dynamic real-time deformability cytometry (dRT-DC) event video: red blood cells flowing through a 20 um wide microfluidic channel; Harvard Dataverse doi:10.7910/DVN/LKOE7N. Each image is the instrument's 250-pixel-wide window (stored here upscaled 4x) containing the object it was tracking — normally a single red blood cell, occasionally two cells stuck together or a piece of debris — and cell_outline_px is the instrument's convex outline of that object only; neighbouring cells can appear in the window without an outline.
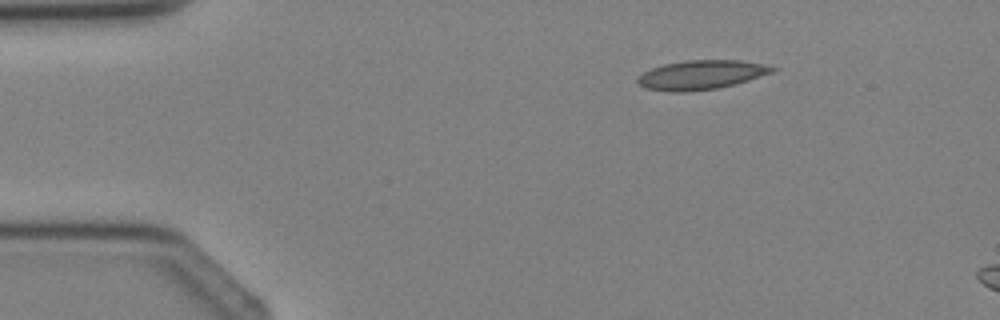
{"species": "Egyptian fruit bat (a non-hibernating species)", "species_latin": "Rousettus aegyptiacus", "temperature_condition": "cold", "stored_images_in_passage": 2, "camera_frame_rate_fps": 3000, "um_per_image_px": 0.085, "animal": {"sex": "female"}, "frame": {"image": 1, "passage_image": 1, "time_ms": 0.0, "image_size_px": [1000, 320], "cell_outline_px": [[780, 68], [776, 72], [720, 88], [684, 92], [668, 92], [648, 88], [640, 84], [636, 80], [644, 72], [652, 68], [664, 64], [688, 60], [740, 60], [764, 64]], "centroid_in_image_um": [59.68, 6.36], "position_along_channel_um": 25.3, "area_um2": 22.95}}